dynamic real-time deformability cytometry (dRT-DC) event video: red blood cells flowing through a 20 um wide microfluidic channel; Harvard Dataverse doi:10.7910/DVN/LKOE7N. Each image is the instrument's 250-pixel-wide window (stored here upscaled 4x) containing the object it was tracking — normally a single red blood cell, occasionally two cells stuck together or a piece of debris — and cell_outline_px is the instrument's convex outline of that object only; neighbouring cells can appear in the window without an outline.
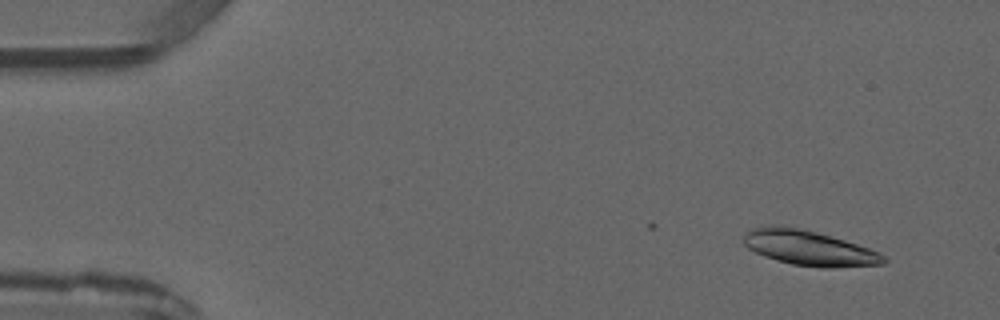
{"species": "common noctule bat (a hibernating species)", "species_latin": "Nyctalus noctula", "temperature_condition": "warm", "stored_images_in_passage": 6, "camera_frame_rate_fps": 3000, "um_per_image_px": 0.085, "animal": {"sex": "male", "forearm_length_mm": 52.5}, "frame": {"image": 1, "passage_image": 1, "time_ms": 0.0, "image_size_px": [1000, 320], "cell_outline_px": [[888, 260], [884, 264], [832, 268], [820, 268], [792, 264], [764, 256], [748, 248], [744, 244], [744, 236], [748, 228], [772, 224], [776, 224], [800, 228], [816, 232], [844, 240], [880, 252]], "centroid_in_image_um": [68.74, 21.07], "position_along_channel_um": 16.3, "area_um2": 28.73}}
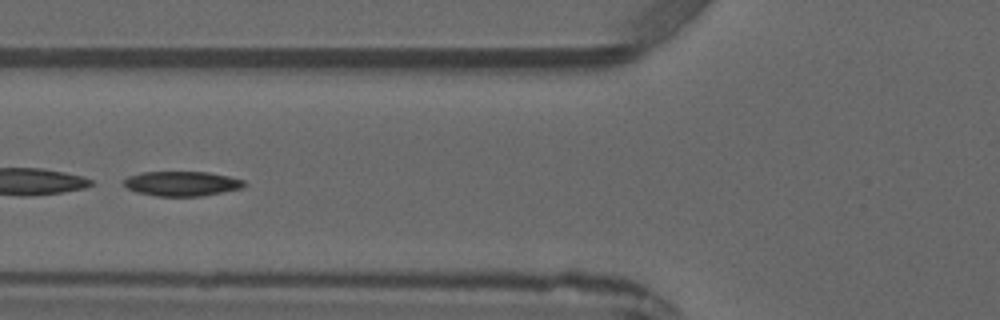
{"frame": {"image": 2, "passage_image": 5, "time_ms": 4.667, "image_size_px": [1000, 320], "cell_outline_px": [[248, 184], [244, 188], [200, 196], [156, 196], [136, 192], [128, 188], [124, 184], [124, 180], [128, 176], [140, 172], [208, 172], [228, 176], [244, 180]], "centroid_in_image_um": [15.48, 15.6], "position_along_channel_um": 110.3, "area_um2": 17.4}}
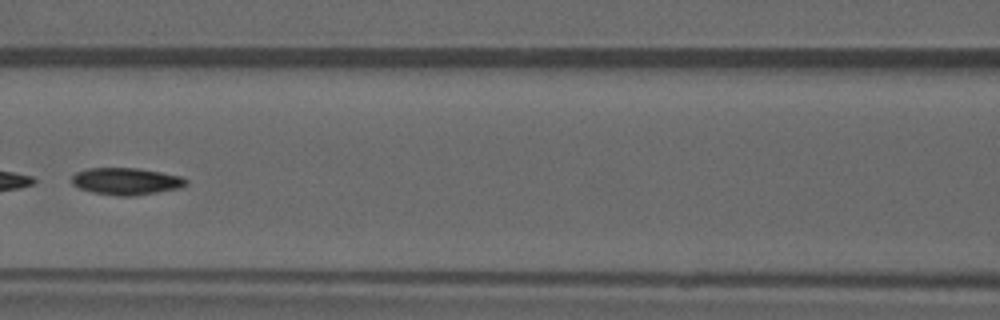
{"frame": {"image": 3, "passage_image": 6, "time_ms": 5.667, "image_size_px": [1000, 320], "cell_outline_px": [[188, 184], [180, 188], [132, 196], [116, 196], [92, 192], [80, 188], [72, 184], [72, 176], [76, 172], [88, 168], [136, 168], [160, 172], [180, 176], [188, 180]], "centroid_in_image_um": [10.72, 15.41], "position_along_channel_um": 155.9, "area_um2": 17.92}}